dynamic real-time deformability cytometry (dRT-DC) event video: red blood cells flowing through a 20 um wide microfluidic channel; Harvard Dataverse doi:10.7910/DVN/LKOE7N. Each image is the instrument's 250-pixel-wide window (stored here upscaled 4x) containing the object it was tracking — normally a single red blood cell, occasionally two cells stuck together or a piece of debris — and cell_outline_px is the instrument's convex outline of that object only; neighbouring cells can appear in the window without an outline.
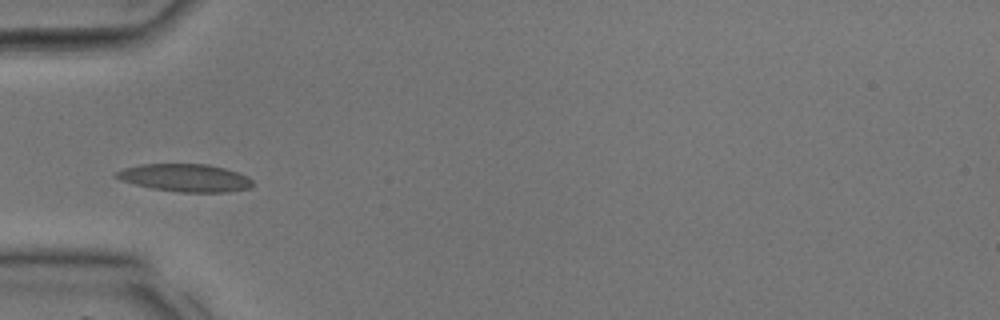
{"species": "common noctule bat (a hibernating species)", "species_latin": "Nyctalus noctula", "temperature_condition": "room temperature", "stored_images_in_passage": 23, "camera_frame_rate_fps": 3000, "um_per_image_px": 0.085, "animal": {"sex": "male", "body_mass_g": 17.9, "forearm_length_mm": 54.2}, "frame": {"image": 1, "passage_image": 10, "time_ms": 3.0, "image_size_px": [1000, 320], "cell_outline_px": [[252, 184], [248, 188], [228, 192], [180, 192], [152, 188], [120, 180], [112, 176], [116, 172], [124, 168], [140, 164], [208, 164], [224, 168], [248, 176], [252, 180]], "centroid_in_image_um": [15.71, 15.11], "position_along_channel_um": 69.3, "area_um2": 21.91}}
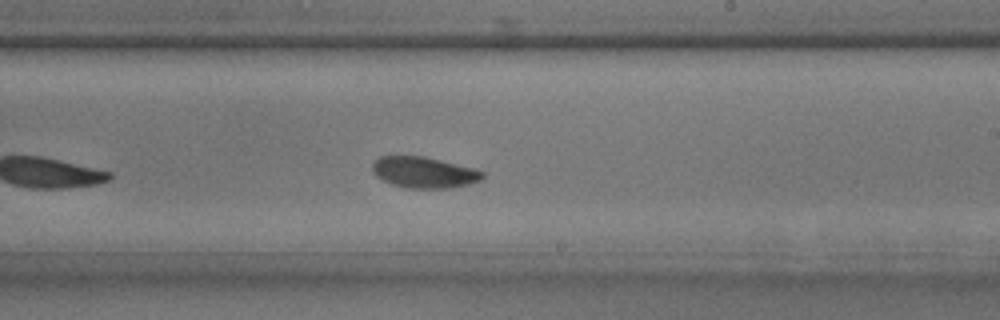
{"frame": {"image": 2, "passage_image": 20, "time_ms": 6.333, "image_size_px": [1000, 320], "cell_outline_px": [[484, 176], [480, 180], [468, 184], [448, 188], [408, 188], [392, 184], [376, 176], [372, 172], [372, 164], [380, 156], [424, 156], [476, 168], [484, 172]], "centroid_in_image_um": [36.05, 14.64], "position_along_channel_um": 253.0, "area_um2": 19.94}}